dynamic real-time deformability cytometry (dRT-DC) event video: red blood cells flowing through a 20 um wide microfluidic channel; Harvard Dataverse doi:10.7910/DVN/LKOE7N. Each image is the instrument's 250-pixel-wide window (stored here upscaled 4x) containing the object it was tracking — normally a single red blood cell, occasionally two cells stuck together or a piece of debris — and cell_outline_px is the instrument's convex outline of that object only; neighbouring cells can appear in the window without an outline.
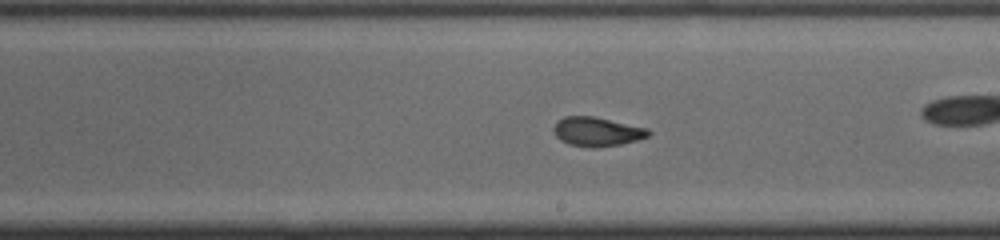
{"species": "common noctule bat (a hibernating species)", "species_latin": "Nyctalus noctula", "temperature_condition": "cold", "stored_images_in_passage": 39, "camera_frame_rate_fps": 3000, "um_per_image_px": 0.085, "animal": {"sex": "male", "body_mass_g": 19.0, "forearm_length_mm": 50.8}, "frame": {"image": 1, "passage_image": 17, "time_ms": 5.333, "image_size_px": [1000, 240], "cell_outline_px": [[652, 132], [648, 136], [636, 140], [620, 144], [596, 148], [592, 148], [568, 144], [560, 140], [556, 136], [552, 128], [556, 120], [564, 116], [592, 116], [648, 128]], "centroid_in_image_um": [50.7, 11.19], "position_along_channel_um": 238.3, "area_um2": 16.18}}
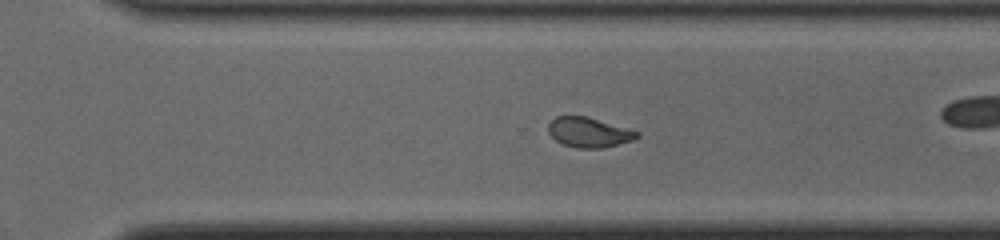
{"frame": {"image": 2, "passage_image": 23, "time_ms": 7.333, "image_size_px": [1000, 240], "cell_outline_px": [[640, 136], [632, 140], [604, 148], [576, 148], [564, 144], [556, 140], [548, 132], [548, 124], [556, 116], [584, 116], [640, 132]], "centroid_in_image_um": [50.04, 11.26], "position_along_channel_um": 320.6, "area_um2": 15.2}, "authors_computed_cell_mechanics": {"area_um2": 16.6464, "velocity_mm_per_s": 4.0968, "shape_relaxation_time_tau1_ms": 3.1708, "shape_relaxation_time_tau2_ms": 0.8178, "deformation_change_tau1": 0.1328, "deformation_change_tau2": 0.0462}}